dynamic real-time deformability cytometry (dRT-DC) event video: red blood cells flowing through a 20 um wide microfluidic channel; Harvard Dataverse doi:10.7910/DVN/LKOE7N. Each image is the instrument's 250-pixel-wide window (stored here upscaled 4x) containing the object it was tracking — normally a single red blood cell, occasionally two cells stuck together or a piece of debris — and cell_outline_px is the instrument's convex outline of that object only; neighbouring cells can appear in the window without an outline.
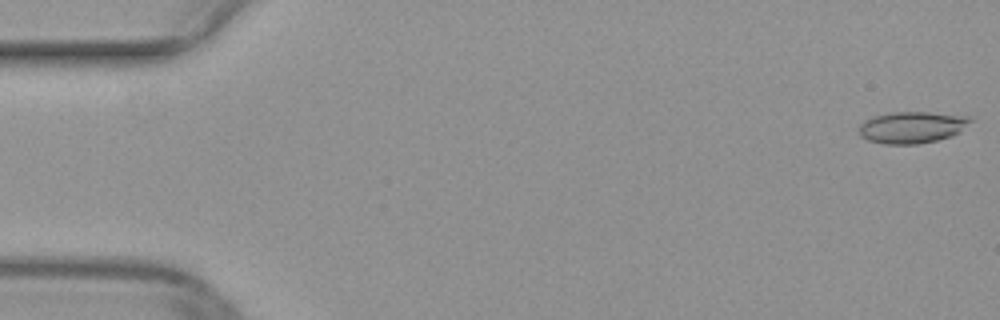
{"species": "common noctule bat (a hibernating species)", "species_latin": "Nyctalus noctula", "temperature_condition": "warm", "stored_images_in_passage": 50, "camera_frame_rate_fps": 3000, "um_per_image_px": 0.085, "animal": {"sex": "female", "body_mass_g": 29.2, "forearm_length_mm": 56.3}, "frame": {"image": 1, "passage_image": 1, "time_ms": 0.0, "image_size_px": [1000, 320], "cell_outline_px": [[972, 120], [960, 132], [952, 136], [936, 140], [916, 144], [884, 144], [868, 140], [860, 136], [860, 124], [864, 120], [872, 116], [892, 112], [928, 112], [972, 116]], "centroid_in_image_um": [77.53, 10.81], "position_along_channel_um": 7.5, "area_um2": 20.63}}
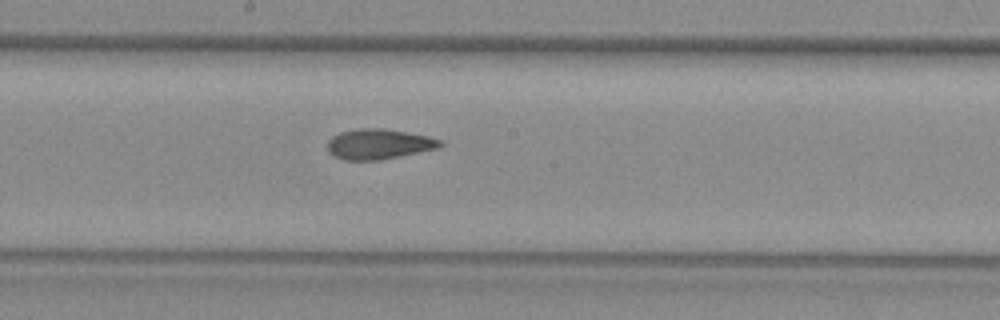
{"frame": {"image": 2, "passage_image": 27, "time_ms": 8.667, "image_size_px": [1000, 320], "cell_outline_px": [[444, 144], [436, 148], [380, 160], [344, 160], [328, 152], [328, 140], [332, 136], [340, 132], [356, 128], [380, 128], [408, 132], [428, 136], [440, 140]], "centroid_in_image_um": [32.16, 12.23], "position_along_channel_um": 216.0, "area_um2": 19.71}}
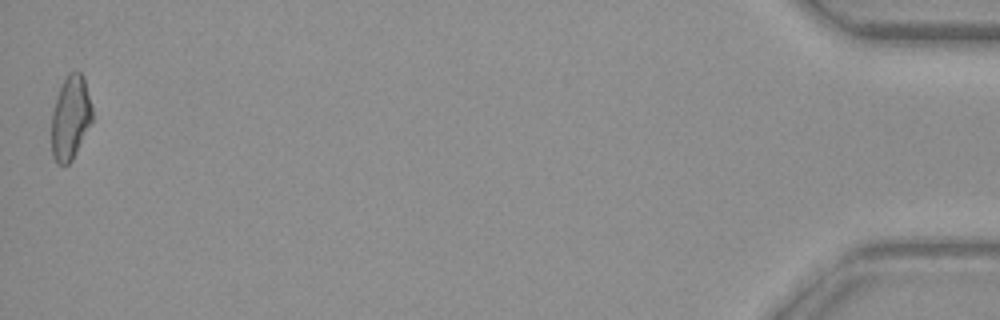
{"frame": {"image": 3, "passage_image": 50, "time_ms": 16.333, "image_size_px": [1000, 320], "cell_outline_px": [[92, 120], [72, 160], [68, 164], [56, 164], [52, 156], [52, 112], [56, 96], [60, 84], [68, 72], [80, 72], [84, 76], [92, 108]], "centroid_in_image_um": [5.97, 9.97], "position_along_channel_um": 429.2, "area_um2": 19.94}}